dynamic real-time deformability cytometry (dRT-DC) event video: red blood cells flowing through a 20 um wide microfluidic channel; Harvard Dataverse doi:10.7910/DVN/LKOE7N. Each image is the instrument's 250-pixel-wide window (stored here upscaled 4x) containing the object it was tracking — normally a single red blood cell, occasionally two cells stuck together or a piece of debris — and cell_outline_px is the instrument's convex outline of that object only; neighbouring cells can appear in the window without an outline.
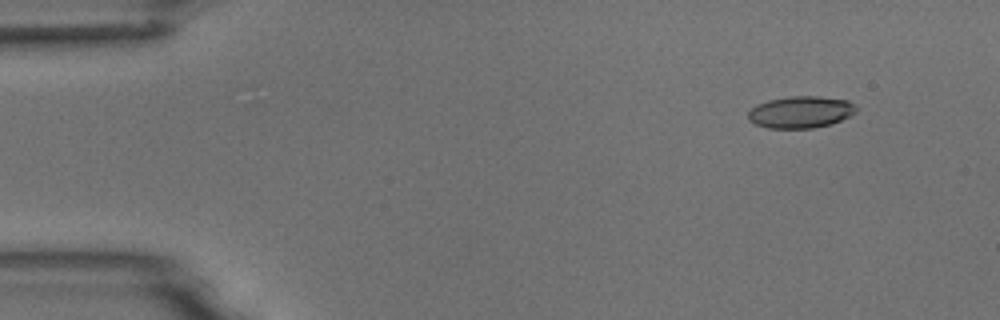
{"species": "common noctule bat (a hibernating species)", "species_latin": "Nyctalus noctula", "temperature_condition": "room temperature", "stored_images_in_passage": 6, "camera_frame_rate_fps": 3000, "um_per_image_px": 0.085, "animal": {"sex": "male", "body_mass_g": 18.8}, "frame": {"image": 1, "passage_image": 2, "time_ms": 1.0, "image_size_px": [1000, 320], "cell_outline_px": [[856, 112], [840, 120], [828, 124], [812, 128], [768, 128], [756, 124], [748, 120], [748, 112], [756, 104], [768, 100], [788, 96], [820, 96], [848, 100], [856, 108]], "centroid_in_image_um": [68.02, 9.51], "position_along_channel_um": 17.0, "area_um2": 19.94}}
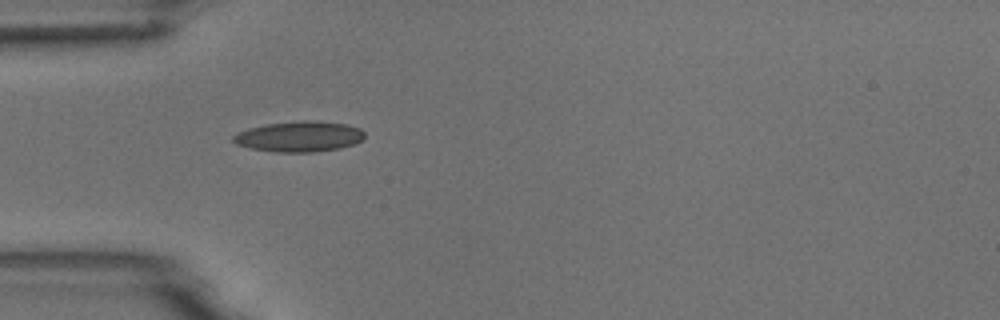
{"frame": {"image": 2, "passage_image": 5, "time_ms": 4.667, "image_size_px": [1000, 320], "cell_outline_px": [[364, 136], [360, 140], [352, 144], [340, 148], [312, 152], [276, 152], [252, 148], [236, 144], [232, 140], [232, 136], [236, 132], [248, 128], [268, 124], [304, 120], [316, 120], [344, 124], [360, 128], [364, 132]], "centroid_in_image_um": [25.4, 11.6], "position_along_channel_um": 59.6, "area_um2": 23.24}}